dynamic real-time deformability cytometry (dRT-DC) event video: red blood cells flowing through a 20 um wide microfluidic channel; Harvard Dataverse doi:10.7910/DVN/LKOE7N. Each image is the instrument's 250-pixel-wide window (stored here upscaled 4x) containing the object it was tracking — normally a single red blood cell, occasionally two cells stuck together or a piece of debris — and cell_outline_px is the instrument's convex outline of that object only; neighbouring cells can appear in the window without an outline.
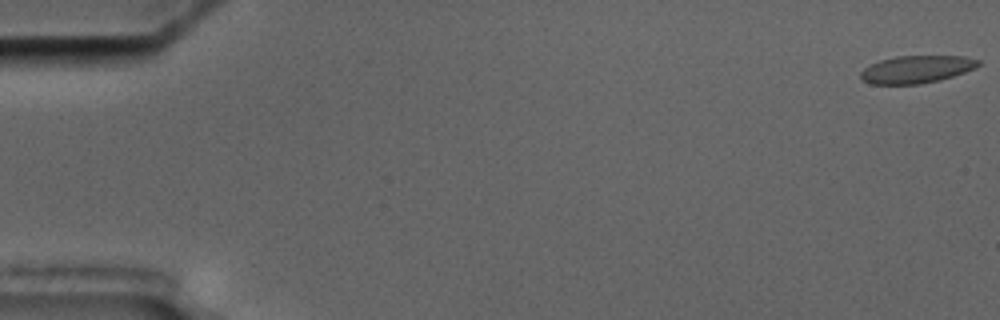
{"species": "common noctule bat (a hibernating species)", "species_latin": "Nyctalus noctula", "temperature_condition": "cold", "stored_images_in_passage": 6, "camera_frame_rate_fps": 3000, "um_per_image_px": 0.085, "animal": {"sex": "male", "body_mass_g": 17.5, "forearm_length_mm": 52.3}, "frame": {"image": 1, "passage_image": 1, "time_ms": 0.0, "image_size_px": [1000, 320], "cell_outline_px": [[980, 64], [976, 68], [940, 80], [920, 84], [872, 84], [860, 80], [860, 72], [864, 68], [880, 60], [896, 56], [964, 56], [980, 60]], "centroid_in_image_um": [77.89, 5.89], "position_along_channel_um": 7.1, "area_um2": 18.9}}
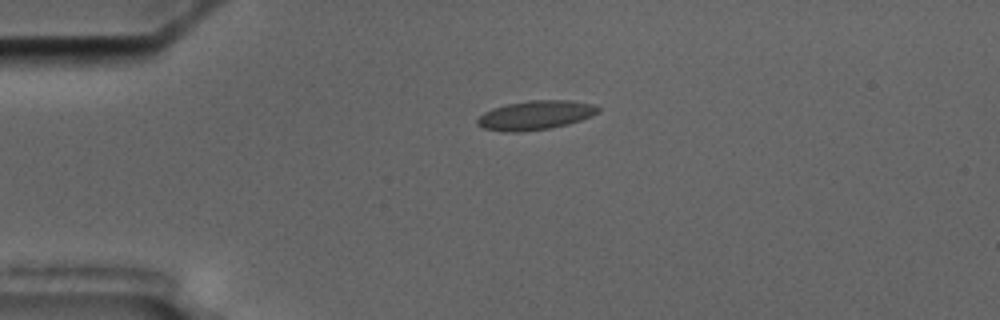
{"frame": {"image": 2, "passage_image": 5, "time_ms": 4.333, "image_size_px": [1000, 320], "cell_outline_px": [[600, 112], [592, 116], [568, 124], [552, 128], [520, 132], [504, 132], [484, 128], [476, 124], [476, 120], [484, 112], [492, 108], [508, 104], [528, 100], [572, 100], [592, 104], [600, 108]], "centroid_in_image_um": [45.52, 9.79], "position_along_channel_um": 39.5, "area_um2": 20.63}}
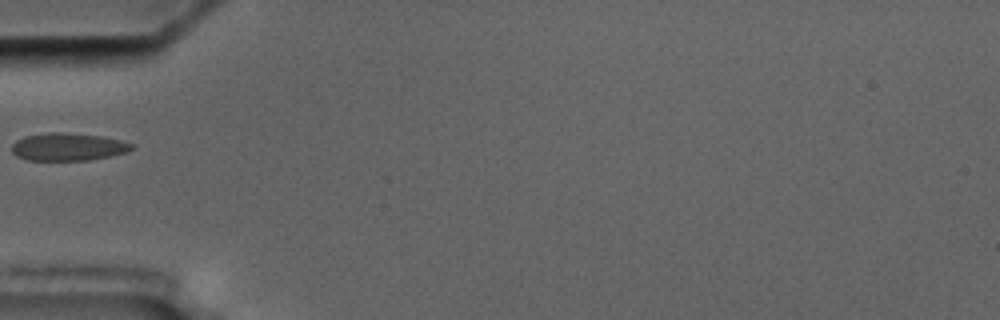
{"frame": {"image": 3, "passage_image": 6, "time_ms": 6.333, "image_size_px": [1000, 320], "cell_outline_px": [[136, 144], [132, 148], [124, 152], [108, 156], [88, 160], [24, 160], [16, 156], [12, 152], [12, 144], [16, 140], [24, 136], [48, 132], [64, 132], [100, 136], [120, 140]], "centroid_in_image_um": [5.73, 12.47], "position_along_channel_um": 79.3, "area_um2": 19.31}}